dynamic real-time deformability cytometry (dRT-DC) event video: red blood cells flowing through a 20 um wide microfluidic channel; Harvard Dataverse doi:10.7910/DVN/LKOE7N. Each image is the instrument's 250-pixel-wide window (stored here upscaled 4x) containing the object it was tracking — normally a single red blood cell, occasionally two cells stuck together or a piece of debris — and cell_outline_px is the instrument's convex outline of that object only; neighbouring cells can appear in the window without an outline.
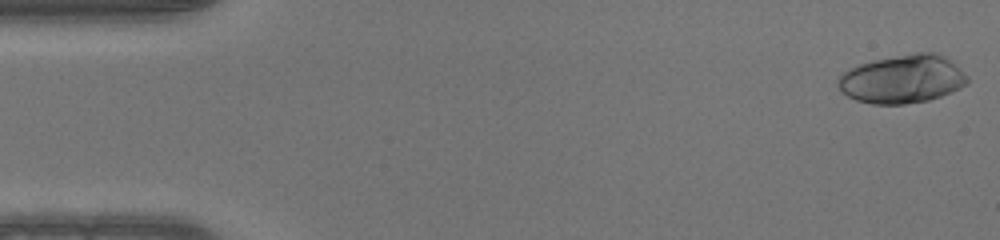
{"species": "human", "species_latin": "Homo sapiens", "temperature_condition": "warm", "stored_images_in_passage": 49, "camera_frame_rate_fps": 3000, "um_per_image_px": 0.085, "donor": {"sex": "male"}, "frame": {"image": 1, "passage_image": 1, "time_ms": 0.0, "image_size_px": [1000, 240], "cell_outline_px": [[968, 84], [960, 88], [940, 96], [928, 100], [904, 104], [872, 104], [856, 100], [840, 92], [836, 84], [836, 80], [844, 72], [860, 64], [876, 60], [916, 52], [936, 52], [944, 56], [960, 68], [968, 76]], "centroid_in_image_um": [76.71, 6.73], "position_along_channel_um": 8.3, "area_um2": 36.36}}
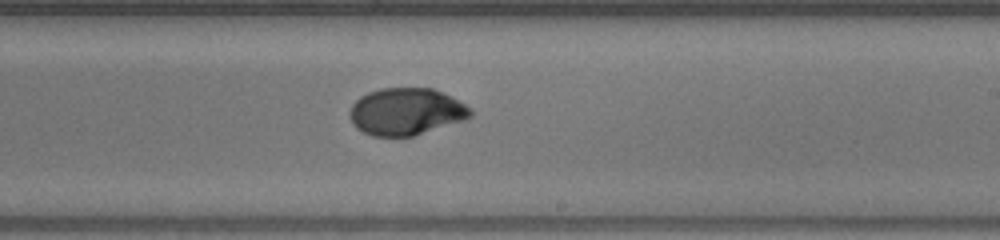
{"frame": {"image": 2, "passage_image": 29, "time_ms": 9.333, "image_size_px": [1000, 240], "cell_outline_px": [[472, 116], [464, 120], [412, 136], [372, 136], [356, 128], [352, 124], [348, 116], [348, 112], [352, 104], [360, 96], [368, 92], [380, 88], [432, 88], [472, 108]], "centroid_in_image_um": [34.47, 9.49], "position_along_channel_um": 254.5, "area_um2": 33.06}}
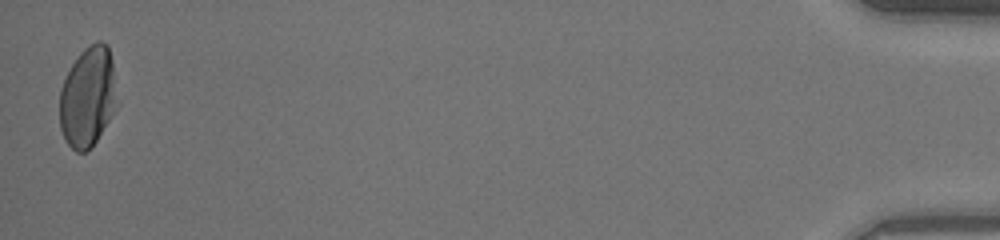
{"frame": {"image": 3, "passage_image": 49, "time_ms": 16.0, "image_size_px": [1000, 240], "cell_outline_px": [[120, 104], [96, 140], [84, 152], [76, 152], [68, 144], [60, 128], [60, 88], [72, 64], [80, 52], [88, 44], [96, 40], [100, 40], [108, 44], [112, 60], [120, 100]], "centroid_in_image_um": [7.52, 8.19], "position_along_channel_um": 427.7, "area_um2": 34.16}}